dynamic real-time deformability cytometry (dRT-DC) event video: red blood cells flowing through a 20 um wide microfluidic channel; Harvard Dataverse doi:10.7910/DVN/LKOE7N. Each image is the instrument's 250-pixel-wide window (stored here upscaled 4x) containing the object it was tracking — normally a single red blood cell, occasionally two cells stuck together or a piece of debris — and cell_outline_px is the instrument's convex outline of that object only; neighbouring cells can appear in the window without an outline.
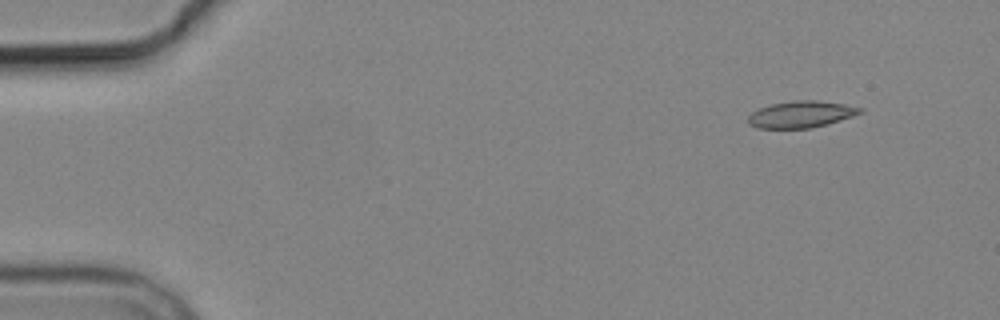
{"species": "common noctule bat (a hibernating species)", "species_latin": "Nyctalus noctula", "temperature_condition": "cold", "stored_images_in_passage": 4, "camera_frame_rate_fps": 3000, "um_per_image_px": 0.085, "animal": {"sex": "male", "body_mass_g": 19.2, "forearm_length_mm": 51.8}, "frame": {"image": 1, "passage_image": 1, "time_ms": 0.0, "image_size_px": [1000, 320], "cell_outline_px": [[864, 112], [828, 124], [812, 128], [756, 128], [748, 124], [748, 116], [752, 112], [768, 104], [796, 100], [816, 100], [844, 104], [864, 108]], "centroid_in_image_um": [68.09, 9.72], "position_along_channel_um": 16.9, "area_um2": 17.51}}
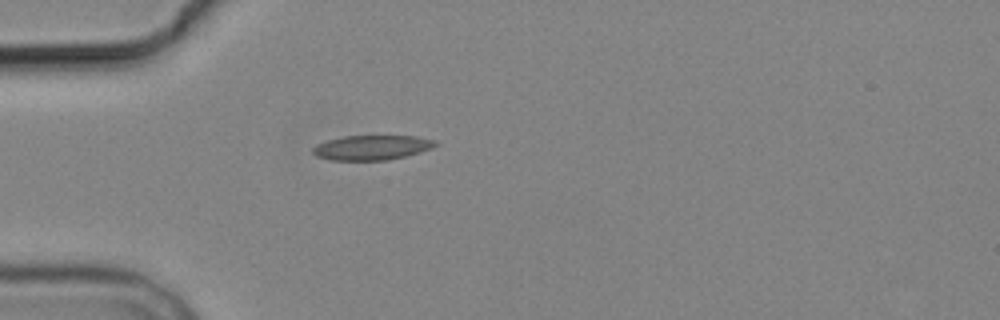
{"frame": {"image": 2, "passage_image": 4, "time_ms": 3.667, "image_size_px": [1000, 320], "cell_outline_px": [[436, 144], [432, 148], [420, 152], [388, 160], [332, 160], [316, 156], [312, 152], [312, 148], [316, 144], [328, 140], [344, 136], [416, 136], [436, 140]], "centroid_in_image_um": [31.59, 12.54], "position_along_channel_um": 53.4, "area_um2": 17.57}}